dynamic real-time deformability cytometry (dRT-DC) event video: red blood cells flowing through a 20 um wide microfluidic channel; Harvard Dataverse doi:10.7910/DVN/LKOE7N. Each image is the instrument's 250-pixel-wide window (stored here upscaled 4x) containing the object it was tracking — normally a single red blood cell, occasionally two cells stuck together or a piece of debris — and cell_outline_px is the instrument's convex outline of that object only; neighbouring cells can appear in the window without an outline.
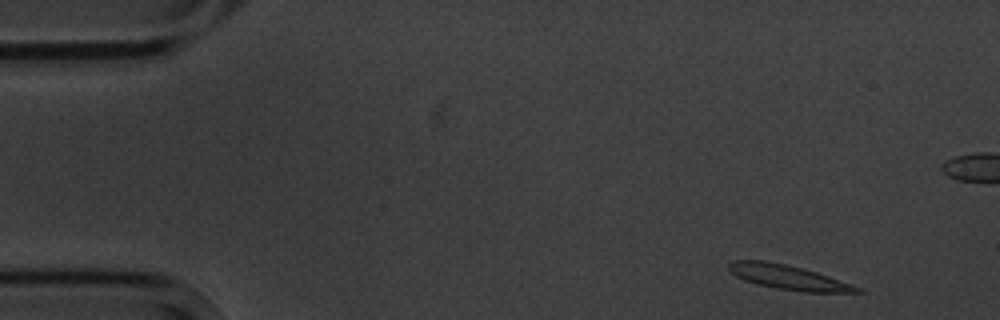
{"species": "common noctule bat (a hibernating species)", "species_latin": "Nyctalus noctula", "temperature_condition": "cold", "stored_images_in_passage": 4, "camera_frame_rate_fps": 3000, "um_per_image_px": 0.085, "animal": {"sex": "male", "body_mass_g": 20.1, "forearm_length_mm": 53.5}, "frame": {"image": 1, "passage_image": 1, "time_ms": 0.0, "image_size_px": [1000, 320], "cell_outline_px": [[864, 292], [804, 292], [776, 288], [756, 284], [744, 280], [736, 276], [728, 268], [728, 264], [732, 260], [764, 260], [804, 268], [852, 284], [860, 288]], "centroid_in_image_um": [66.98, 23.56], "position_along_channel_um": 18.0, "area_um2": 18.21}}